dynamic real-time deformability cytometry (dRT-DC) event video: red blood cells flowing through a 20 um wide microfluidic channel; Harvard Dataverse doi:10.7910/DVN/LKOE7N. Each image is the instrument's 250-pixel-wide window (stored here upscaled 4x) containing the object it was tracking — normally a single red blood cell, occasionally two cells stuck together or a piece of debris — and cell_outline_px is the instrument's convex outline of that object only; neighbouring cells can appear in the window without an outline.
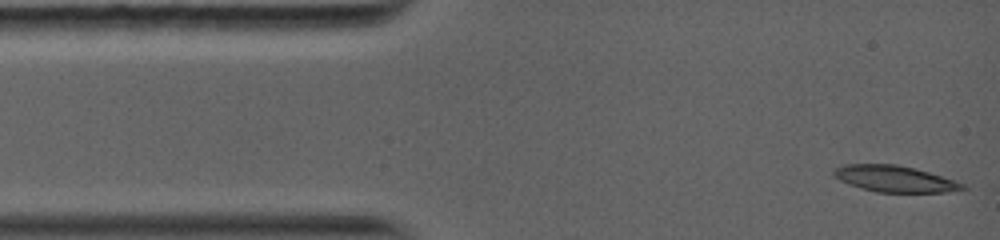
{"species": "common noctule bat (a hibernating species)", "species_latin": "Nyctalus noctula", "temperature_condition": "warm", "stored_images_in_passage": 17, "segment_of_instrument_passage": [1, 2], "camera_frame_rate_fps": 5000, "um_per_image_px": 0.085, "animal": {"sex": "female", "body_mass_g": 19.0, "forearm_length_mm": 56.7}, "frame": {"image": 1, "passage_image": 1, "time_ms": 0.0, "image_size_px": [1000, 240], "cell_outline_px": [[968, 188], [944, 192], [876, 192], [848, 184], [840, 180], [832, 172], [836, 168], [844, 164], [896, 164], [928, 172], [964, 184]], "centroid_in_image_um": [76.01, 15.2], "position_along_channel_um": 9.0, "area_um2": 19.36}}
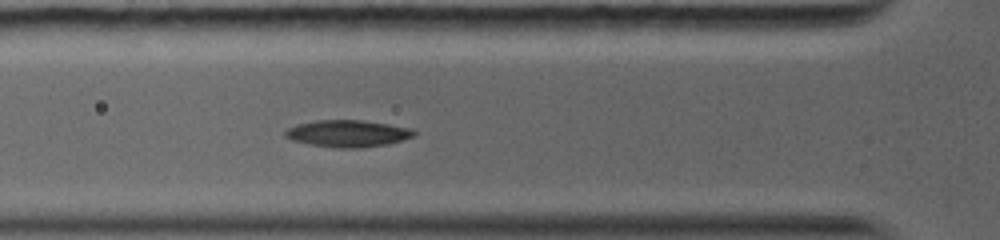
{"frame": {"image": 2, "passage_image": 11, "time_ms": 3.8, "image_size_px": [1000, 240], "cell_outline_px": [[416, 132], [412, 136], [388, 144], [360, 148], [340, 148], [312, 144], [292, 140], [284, 136], [284, 132], [288, 128], [296, 124], [316, 120], [360, 120], [388, 124], [412, 128]], "centroid_in_image_um": [29.54, 11.34], "position_along_channel_um": 96.3, "area_um2": 20.0}}
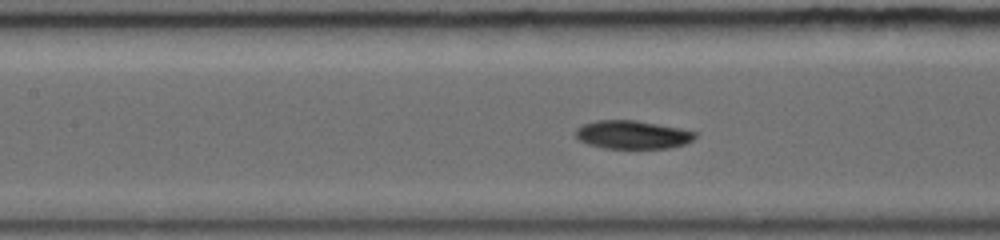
{"frame": {"image": 3, "passage_image": 15, "time_ms": 5.2, "image_size_px": [1000, 240], "cell_outline_px": [[696, 136], [692, 140], [684, 144], [668, 148], [604, 148], [588, 144], [580, 140], [576, 136], [576, 128], [584, 124], [596, 120], [636, 120], [680, 128], [696, 132]], "centroid_in_image_um": [53.76, 11.44], "position_along_channel_um": 153.6, "area_um2": 19.59}}